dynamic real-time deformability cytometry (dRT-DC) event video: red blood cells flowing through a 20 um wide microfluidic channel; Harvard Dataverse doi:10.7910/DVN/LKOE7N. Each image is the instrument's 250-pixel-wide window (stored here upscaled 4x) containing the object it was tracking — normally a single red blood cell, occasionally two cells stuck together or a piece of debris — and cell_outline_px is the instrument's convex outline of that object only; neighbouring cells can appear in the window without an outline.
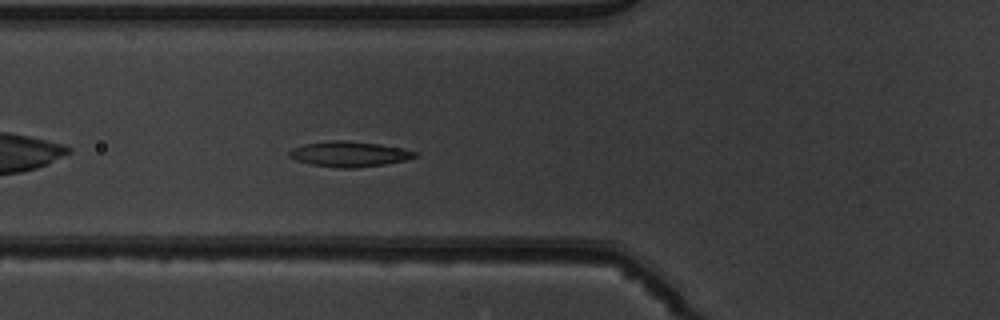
{"species": "common noctule bat (a hibernating species)", "species_latin": "Nyctalus noctula", "temperature_condition": "warm", "stored_images_in_passage": 33, "camera_frame_rate_fps": 3000, "um_per_image_px": 0.085, "animal": {"sex": "male", "body_mass_g": 19.5, "forearm_length_mm": 54.6}, "frame": {"image": 1, "passage_image": 4, "time_ms": 1.0, "image_size_px": [1000, 320], "cell_outline_px": [[420, 156], [408, 160], [384, 164], [356, 168], [336, 168], [312, 164], [296, 160], [288, 156], [288, 152], [292, 148], [304, 144], [328, 140], [348, 140], [380, 144], [404, 148], [420, 152]], "centroid_in_image_um": [29.75, 13.08], "position_along_channel_um": 96.1, "area_um2": 18.96}}
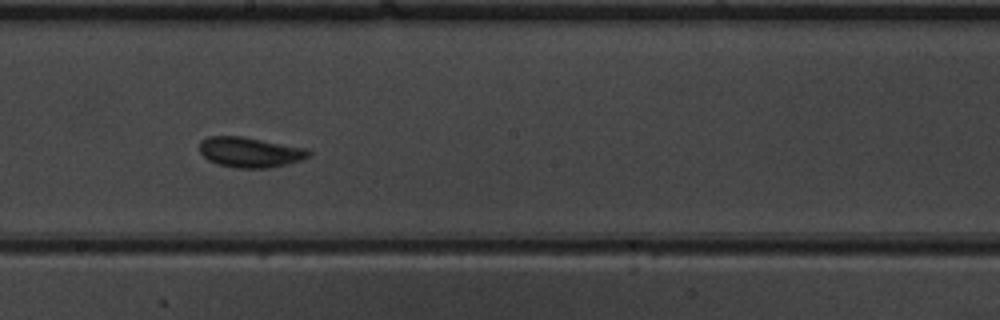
{"frame": {"image": 2, "passage_image": 14, "time_ms": 4.333, "image_size_px": [1000, 320], "cell_outline_px": [[312, 156], [288, 164], [268, 168], [236, 168], [216, 164], [208, 160], [200, 152], [200, 140], [208, 136], [244, 136], [308, 148], [312, 152]], "centroid_in_image_um": [21.28, 12.93], "position_along_channel_um": 226.9, "area_um2": 19.59}}
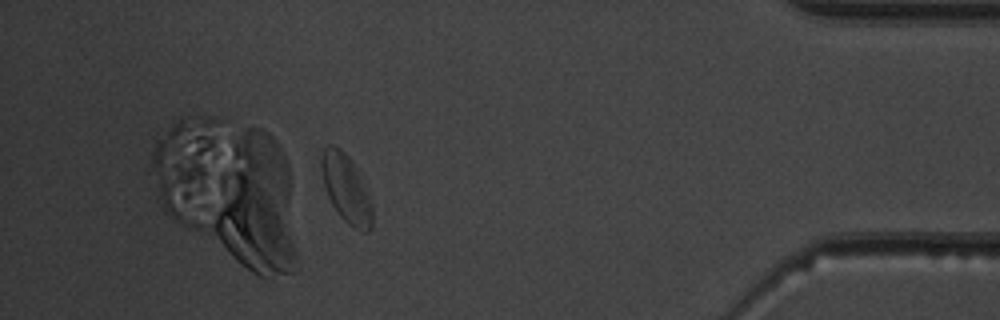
{"frame": {"image": 3, "passage_image": 31, "time_ms": 10.0, "image_size_px": [1000, 320], "cell_outline_px": [[372, 228], [368, 232], [360, 232], [352, 228], [340, 216], [332, 204], [328, 196], [324, 184], [320, 168], [320, 156], [324, 148], [328, 144], [332, 144], [340, 148], [348, 156], [356, 168], [360, 176], [372, 204]], "centroid_in_image_um": [29.41, 16.04], "position_along_channel_um": 405.8, "area_um2": 20.29}, "authors_computed_cell_mechanics": {"area_um2": 18.6694, "velocity_mm_per_s": 3.9346, "shape_relaxation_time_tau1_ms": 2.7701, "shape_relaxation_time_tau2_ms": 0.8982, "deformation_change_tau1": 0.1208, "deformation_change_tau2": 0.0476}}